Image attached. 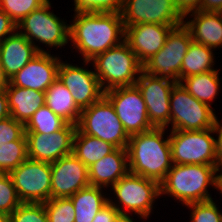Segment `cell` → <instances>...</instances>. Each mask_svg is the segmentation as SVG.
I'll return each instance as SVG.
<instances>
[{"instance_id":"6da1fadb","label":"cell","mask_w":222,"mask_h":222,"mask_svg":"<svg viewBox=\"0 0 222 222\" xmlns=\"http://www.w3.org/2000/svg\"><path fill=\"white\" fill-rule=\"evenodd\" d=\"M70 23L69 41L88 65L97 55L125 40V27L121 14L75 13Z\"/></svg>"},{"instance_id":"7a4b0ae2","label":"cell","mask_w":222,"mask_h":222,"mask_svg":"<svg viewBox=\"0 0 222 222\" xmlns=\"http://www.w3.org/2000/svg\"><path fill=\"white\" fill-rule=\"evenodd\" d=\"M166 128H153L129 137L127 155L129 172L157 181L165 179L172 168L169 135L164 139Z\"/></svg>"},{"instance_id":"3957f363","label":"cell","mask_w":222,"mask_h":222,"mask_svg":"<svg viewBox=\"0 0 222 222\" xmlns=\"http://www.w3.org/2000/svg\"><path fill=\"white\" fill-rule=\"evenodd\" d=\"M218 173L213 165L173 164L160 183V195L167 194L183 205L212 200L207 188L216 189Z\"/></svg>"},{"instance_id":"277c9868","label":"cell","mask_w":222,"mask_h":222,"mask_svg":"<svg viewBox=\"0 0 222 222\" xmlns=\"http://www.w3.org/2000/svg\"><path fill=\"white\" fill-rule=\"evenodd\" d=\"M90 62L104 92L135 85L143 70V65L125 40L97 55Z\"/></svg>"},{"instance_id":"5b68a950","label":"cell","mask_w":222,"mask_h":222,"mask_svg":"<svg viewBox=\"0 0 222 222\" xmlns=\"http://www.w3.org/2000/svg\"><path fill=\"white\" fill-rule=\"evenodd\" d=\"M111 190L117 202H113L112 197H109V203L121 214L133 212L140 219L150 217L155 199L161 196L160 184L157 181L130 172L116 182Z\"/></svg>"},{"instance_id":"8992f818","label":"cell","mask_w":222,"mask_h":222,"mask_svg":"<svg viewBox=\"0 0 222 222\" xmlns=\"http://www.w3.org/2000/svg\"><path fill=\"white\" fill-rule=\"evenodd\" d=\"M77 129L83 134L109 142L116 148L126 149L129 142V136L113 104L105 95L88 108L81 110Z\"/></svg>"},{"instance_id":"52a82bcc","label":"cell","mask_w":222,"mask_h":222,"mask_svg":"<svg viewBox=\"0 0 222 222\" xmlns=\"http://www.w3.org/2000/svg\"><path fill=\"white\" fill-rule=\"evenodd\" d=\"M50 0L43 4L38 9L32 11L24 17L19 24L17 30L24 35L39 52L46 51L41 46L35 43L39 42L50 47H63L69 42L70 25L61 20L52 11Z\"/></svg>"},{"instance_id":"ba28073f","label":"cell","mask_w":222,"mask_h":222,"mask_svg":"<svg viewBox=\"0 0 222 222\" xmlns=\"http://www.w3.org/2000/svg\"><path fill=\"white\" fill-rule=\"evenodd\" d=\"M213 128L195 131L171 130L169 141L173 164L217 167Z\"/></svg>"},{"instance_id":"9c48e42d","label":"cell","mask_w":222,"mask_h":222,"mask_svg":"<svg viewBox=\"0 0 222 222\" xmlns=\"http://www.w3.org/2000/svg\"><path fill=\"white\" fill-rule=\"evenodd\" d=\"M216 117L212 107L193 97L181 83L174 85L170 94V130L213 128Z\"/></svg>"},{"instance_id":"30bf717a","label":"cell","mask_w":222,"mask_h":222,"mask_svg":"<svg viewBox=\"0 0 222 222\" xmlns=\"http://www.w3.org/2000/svg\"><path fill=\"white\" fill-rule=\"evenodd\" d=\"M191 41V34L184 24L174 27L162 49L143 64V71L180 83L181 65Z\"/></svg>"},{"instance_id":"8fae6325","label":"cell","mask_w":222,"mask_h":222,"mask_svg":"<svg viewBox=\"0 0 222 222\" xmlns=\"http://www.w3.org/2000/svg\"><path fill=\"white\" fill-rule=\"evenodd\" d=\"M9 175L22 203H45L51 199V165L27 158Z\"/></svg>"},{"instance_id":"7c38bea8","label":"cell","mask_w":222,"mask_h":222,"mask_svg":"<svg viewBox=\"0 0 222 222\" xmlns=\"http://www.w3.org/2000/svg\"><path fill=\"white\" fill-rule=\"evenodd\" d=\"M113 104L128 136L153 129L148 119L146 104L136 85L117 87L104 92Z\"/></svg>"},{"instance_id":"4fadbf2b","label":"cell","mask_w":222,"mask_h":222,"mask_svg":"<svg viewBox=\"0 0 222 222\" xmlns=\"http://www.w3.org/2000/svg\"><path fill=\"white\" fill-rule=\"evenodd\" d=\"M176 83L150 75L143 70L135 85L146 104L148 119L154 128H167L170 123V94Z\"/></svg>"},{"instance_id":"5bb4252c","label":"cell","mask_w":222,"mask_h":222,"mask_svg":"<svg viewBox=\"0 0 222 222\" xmlns=\"http://www.w3.org/2000/svg\"><path fill=\"white\" fill-rule=\"evenodd\" d=\"M121 16L124 27L141 23L181 25L184 21L173 0H124Z\"/></svg>"},{"instance_id":"9a60e30c","label":"cell","mask_w":222,"mask_h":222,"mask_svg":"<svg viewBox=\"0 0 222 222\" xmlns=\"http://www.w3.org/2000/svg\"><path fill=\"white\" fill-rule=\"evenodd\" d=\"M58 79L70 91L80 110L88 108L104 95L95 71L88 70L84 66L72 65L61 60Z\"/></svg>"},{"instance_id":"2e32d148","label":"cell","mask_w":222,"mask_h":222,"mask_svg":"<svg viewBox=\"0 0 222 222\" xmlns=\"http://www.w3.org/2000/svg\"><path fill=\"white\" fill-rule=\"evenodd\" d=\"M51 165V198H68L90 186L88 167L73 153Z\"/></svg>"},{"instance_id":"e0dca14e","label":"cell","mask_w":222,"mask_h":222,"mask_svg":"<svg viewBox=\"0 0 222 222\" xmlns=\"http://www.w3.org/2000/svg\"><path fill=\"white\" fill-rule=\"evenodd\" d=\"M77 125L66 124L61 130L51 134L25 133L28 158L53 163L73 153V138Z\"/></svg>"},{"instance_id":"ac0fdd59","label":"cell","mask_w":222,"mask_h":222,"mask_svg":"<svg viewBox=\"0 0 222 222\" xmlns=\"http://www.w3.org/2000/svg\"><path fill=\"white\" fill-rule=\"evenodd\" d=\"M59 56L40 52L28 62L9 82L13 86L45 92L58 78Z\"/></svg>"},{"instance_id":"d6986e66","label":"cell","mask_w":222,"mask_h":222,"mask_svg":"<svg viewBox=\"0 0 222 222\" xmlns=\"http://www.w3.org/2000/svg\"><path fill=\"white\" fill-rule=\"evenodd\" d=\"M177 26L141 23L125 27V41L143 65L162 49L168 34Z\"/></svg>"},{"instance_id":"ffe728a7","label":"cell","mask_w":222,"mask_h":222,"mask_svg":"<svg viewBox=\"0 0 222 222\" xmlns=\"http://www.w3.org/2000/svg\"><path fill=\"white\" fill-rule=\"evenodd\" d=\"M40 52L17 30L0 43V63L8 81Z\"/></svg>"},{"instance_id":"44dd1931","label":"cell","mask_w":222,"mask_h":222,"mask_svg":"<svg viewBox=\"0 0 222 222\" xmlns=\"http://www.w3.org/2000/svg\"><path fill=\"white\" fill-rule=\"evenodd\" d=\"M128 173V155L127 150L123 148H116L113 152L88 167L90 185L104 189L112 187Z\"/></svg>"},{"instance_id":"7402d4cb","label":"cell","mask_w":222,"mask_h":222,"mask_svg":"<svg viewBox=\"0 0 222 222\" xmlns=\"http://www.w3.org/2000/svg\"><path fill=\"white\" fill-rule=\"evenodd\" d=\"M184 18V26L189 30L192 40L213 50L222 48V12H193Z\"/></svg>"},{"instance_id":"603a6c76","label":"cell","mask_w":222,"mask_h":222,"mask_svg":"<svg viewBox=\"0 0 222 222\" xmlns=\"http://www.w3.org/2000/svg\"><path fill=\"white\" fill-rule=\"evenodd\" d=\"M5 90L10 116L24 125L40 107L45 105V92L13 86L10 82Z\"/></svg>"},{"instance_id":"cb8c5ba5","label":"cell","mask_w":222,"mask_h":222,"mask_svg":"<svg viewBox=\"0 0 222 222\" xmlns=\"http://www.w3.org/2000/svg\"><path fill=\"white\" fill-rule=\"evenodd\" d=\"M45 105L68 124H78L81 110L70 91L58 78L45 91Z\"/></svg>"},{"instance_id":"d4e9b609","label":"cell","mask_w":222,"mask_h":222,"mask_svg":"<svg viewBox=\"0 0 222 222\" xmlns=\"http://www.w3.org/2000/svg\"><path fill=\"white\" fill-rule=\"evenodd\" d=\"M102 189L90 185L69 197L75 208V222H93L96 214L109 202V196L106 197Z\"/></svg>"},{"instance_id":"484cf974","label":"cell","mask_w":222,"mask_h":222,"mask_svg":"<svg viewBox=\"0 0 222 222\" xmlns=\"http://www.w3.org/2000/svg\"><path fill=\"white\" fill-rule=\"evenodd\" d=\"M116 149L109 142L81 133L76 129L73 138V154L87 167Z\"/></svg>"},{"instance_id":"4316f807","label":"cell","mask_w":222,"mask_h":222,"mask_svg":"<svg viewBox=\"0 0 222 222\" xmlns=\"http://www.w3.org/2000/svg\"><path fill=\"white\" fill-rule=\"evenodd\" d=\"M219 71H208L183 78L180 83L197 100L210 107L220 91Z\"/></svg>"},{"instance_id":"83f0119b","label":"cell","mask_w":222,"mask_h":222,"mask_svg":"<svg viewBox=\"0 0 222 222\" xmlns=\"http://www.w3.org/2000/svg\"><path fill=\"white\" fill-rule=\"evenodd\" d=\"M213 51L212 48L192 40L181 65V80L208 71H219L220 69H213Z\"/></svg>"},{"instance_id":"f1b7e54d","label":"cell","mask_w":222,"mask_h":222,"mask_svg":"<svg viewBox=\"0 0 222 222\" xmlns=\"http://www.w3.org/2000/svg\"><path fill=\"white\" fill-rule=\"evenodd\" d=\"M67 122L46 105L40 107L24 125L25 133L51 134L61 130Z\"/></svg>"},{"instance_id":"f546056e","label":"cell","mask_w":222,"mask_h":222,"mask_svg":"<svg viewBox=\"0 0 222 222\" xmlns=\"http://www.w3.org/2000/svg\"><path fill=\"white\" fill-rule=\"evenodd\" d=\"M28 158L27 138L24 134L0 146V173H10Z\"/></svg>"},{"instance_id":"4dcf8cb0","label":"cell","mask_w":222,"mask_h":222,"mask_svg":"<svg viewBox=\"0 0 222 222\" xmlns=\"http://www.w3.org/2000/svg\"><path fill=\"white\" fill-rule=\"evenodd\" d=\"M48 222H75V208L68 198H51L44 203Z\"/></svg>"},{"instance_id":"1f68e13d","label":"cell","mask_w":222,"mask_h":222,"mask_svg":"<svg viewBox=\"0 0 222 222\" xmlns=\"http://www.w3.org/2000/svg\"><path fill=\"white\" fill-rule=\"evenodd\" d=\"M48 0H0V8L16 23Z\"/></svg>"},{"instance_id":"d6a6232c","label":"cell","mask_w":222,"mask_h":222,"mask_svg":"<svg viewBox=\"0 0 222 222\" xmlns=\"http://www.w3.org/2000/svg\"><path fill=\"white\" fill-rule=\"evenodd\" d=\"M7 222H48L44 203H21L7 216Z\"/></svg>"},{"instance_id":"836d02e7","label":"cell","mask_w":222,"mask_h":222,"mask_svg":"<svg viewBox=\"0 0 222 222\" xmlns=\"http://www.w3.org/2000/svg\"><path fill=\"white\" fill-rule=\"evenodd\" d=\"M124 0H74V13L121 14Z\"/></svg>"},{"instance_id":"e575fe53","label":"cell","mask_w":222,"mask_h":222,"mask_svg":"<svg viewBox=\"0 0 222 222\" xmlns=\"http://www.w3.org/2000/svg\"><path fill=\"white\" fill-rule=\"evenodd\" d=\"M21 203L9 173H0V213L9 216Z\"/></svg>"},{"instance_id":"d590c367","label":"cell","mask_w":222,"mask_h":222,"mask_svg":"<svg viewBox=\"0 0 222 222\" xmlns=\"http://www.w3.org/2000/svg\"><path fill=\"white\" fill-rule=\"evenodd\" d=\"M185 206L191 210L190 222H221L222 213L213 199Z\"/></svg>"},{"instance_id":"8d00e7d4","label":"cell","mask_w":222,"mask_h":222,"mask_svg":"<svg viewBox=\"0 0 222 222\" xmlns=\"http://www.w3.org/2000/svg\"><path fill=\"white\" fill-rule=\"evenodd\" d=\"M25 134L24 124L8 117L0 121V146L19 140Z\"/></svg>"},{"instance_id":"74e56055","label":"cell","mask_w":222,"mask_h":222,"mask_svg":"<svg viewBox=\"0 0 222 222\" xmlns=\"http://www.w3.org/2000/svg\"><path fill=\"white\" fill-rule=\"evenodd\" d=\"M17 31V24L0 8V43Z\"/></svg>"},{"instance_id":"f35d334b","label":"cell","mask_w":222,"mask_h":222,"mask_svg":"<svg viewBox=\"0 0 222 222\" xmlns=\"http://www.w3.org/2000/svg\"><path fill=\"white\" fill-rule=\"evenodd\" d=\"M175 8L183 18L188 14L197 12L201 6V0H173Z\"/></svg>"},{"instance_id":"ab89813d","label":"cell","mask_w":222,"mask_h":222,"mask_svg":"<svg viewBox=\"0 0 222 222\" xmlns=\"http://www.w3.org/2000/svg\"><path fill=\"white\" fill-rule=\"evenodd\" d=\"M120 212L109 202L94 217L93 222H115Z\"/></svg>"},{"instance_id":"60d3db41","label":"cell","mask_w":222,"mask_h":222,"mask_svg":"<svg viewBox=\"0 0 222 222\" xmlns=\"http://www.w3.org/2000/svg\"><path fill=\"white\" fill-rule=\"evenodd\" d=\"M220 121L215 119V123L213 126V131L215 134H218L217 139L215 138V151H216V157H217V168L218 170H222V123H219Z\"/></svg>"},{"instance_id":"b9f144b4","label":"cell","mask_w":222,"mask_h":222,"mask_svg":"<svg viewBox=\"0 0 222 222\" xmlns=\"http://www.w3.org/2000/svg\"><path fill=\"white\" fill-rule=\"evenodd\" d=\"M201 12H222V0H201Z\"/></svg>"},{"instance_id":"7bdbcfd3","label":"cell","mask_w":222,"mask_h":222,"mask_svg":"<svg viewBox=\"0 0 222 222\" xmlns=\"http://www.w3.org/2000/svg\"><path fill=\"white\" fill-rule=\"evenodd\" d=\"M10 117L8 97L5 88L0 89V121Z\"/></svg>"},{"instance_id":"ee69618b","label":"cell","mask_w":222,"mask_h":222,"mask_svg":"<svg viewBox=\"0 0 222 222\" xmlns=\"http://www.w3.org/2000/svg\"><path fill=\"white\" fill-rule=\"evenodd\" d=\"M8 83H9V81L6 78V76L4 75L3 68L0 63V89L6 88Z\"/></svg>"},{"instance_id":"f6af8a7d","label":"cell","mask_w":222,"mask_h":222,"mask_svg":"<svg viewBox=\"0 0 222 222\" xmlns=\"http://www.w3.org/2000/svg\"><path fill=\"white\" fill-rule=\"evenodd\" d=\"M115 222H135L133 221V218L129 216V213L126 214H119L116 218Z\"/></svg>"},{"instance_id":"bcb514c9","label":"cell","mask_w":222,"mask_h":222,"mask_svg":"<svg viewBox=\"0 0 222 222\" xmlns=\"http://www.w3.org/2000/svg\"><path fill=\"white\" fill-rule=\"evenodd\" d=\"M220 172L217 174V186L216 189L222 194V170H218Z\"/></svg>"},{"instance_id":"7dc6e473","label":"cell","mask_w":222,"mask_h":222,"mask_svg":"<svg viewBox=\"0 0 222 222\" xmlns=\"http://www.w3.org/2000/svg\"><path fill=\"white\" fill-rule=\"evenodd\" d=\"M0 222H7V216L0 213Z\"/></svg>"}]
</instances>
